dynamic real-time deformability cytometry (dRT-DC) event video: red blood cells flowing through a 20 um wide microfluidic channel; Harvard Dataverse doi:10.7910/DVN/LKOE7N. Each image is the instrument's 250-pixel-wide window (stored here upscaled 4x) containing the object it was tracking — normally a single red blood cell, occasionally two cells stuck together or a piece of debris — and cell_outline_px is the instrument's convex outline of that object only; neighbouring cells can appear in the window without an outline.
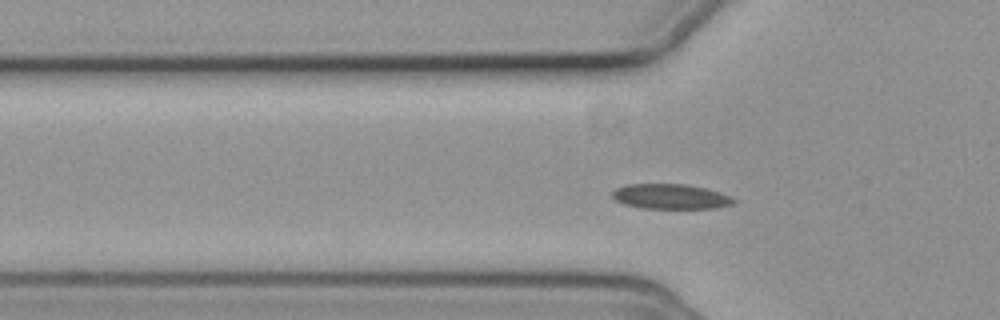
{"species": "common noctule bat (a hibernating species)", "species_latin": "Nyctalus noctula", "temperature_condition": "cold", "stored_images_in_passage": 42, "segment_of_instrument_passage": [1, 2], "camera_frame_rate_fps": 3000, "um_per_image_px": 0.085, "animal": {"sex": "female", "body_mass_g": 19.3, "forearm_length_mm": 54.1}, "frame": {"image": 1, "passage_image": 2, "time_ms": 0.333, "image_size_px": [1000, 320], "cell_outline_px": [[736, 200], [732, 204], [716, 208], [640, 208], [624, 204], [616, 200], [612, 196], [612, 192], [616, 188], [628, 184], [684, 184], [708, 188], [732, 196]], "centroid_in_image_um": [57.02, 16.7], "position_along_channel_um": 68.8, "area_um2": 17.74}}
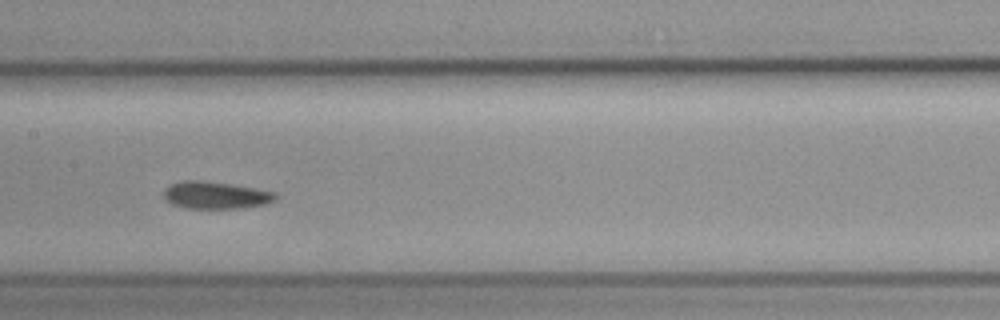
{"frame": {"image": 2, "passage_image": 12, "time_ms": 3.667, "image_size_px": [1000, 320], "cell_outline_px": [[280, 196], [276, 200], [268, 204], [240, 208], [184, 208], [172, 204], [164, 200], [164, 188], [180, 180], [204, 180], [256, 188], [276, 192]], "centroid_in_image_um": [18.35, 16.59], "position_along_channel_um": 189.0, "area_um2": 18.09}}
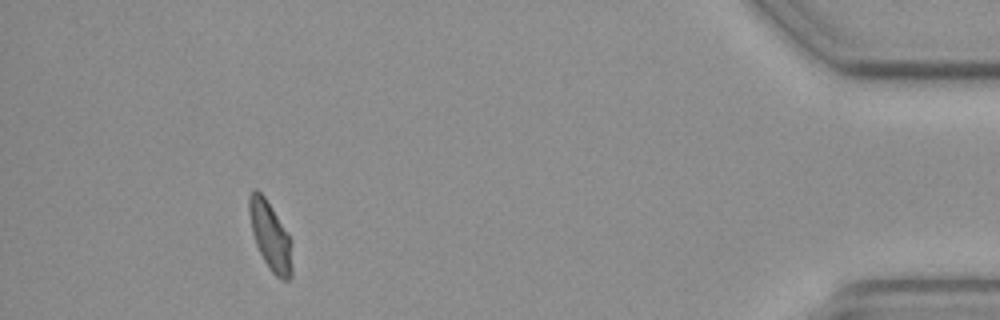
{"frame": {"image": 3, "passage_image": 36, "time_ms": 11.667, "image_size_px": [1000, 320], "cell_outline_px": [[292, 276], [288, 280], [280, 280], [268, 268], [256, 244], [252, 232], [248, 212], [248, 196], [252, 188], [256, 188], [264, 196], [288, 232], [292, 244]], "centroid_in_image_um": [22.98, 20.05], "position_along_channel_um": 412.2, "area_um2": 17.4}}